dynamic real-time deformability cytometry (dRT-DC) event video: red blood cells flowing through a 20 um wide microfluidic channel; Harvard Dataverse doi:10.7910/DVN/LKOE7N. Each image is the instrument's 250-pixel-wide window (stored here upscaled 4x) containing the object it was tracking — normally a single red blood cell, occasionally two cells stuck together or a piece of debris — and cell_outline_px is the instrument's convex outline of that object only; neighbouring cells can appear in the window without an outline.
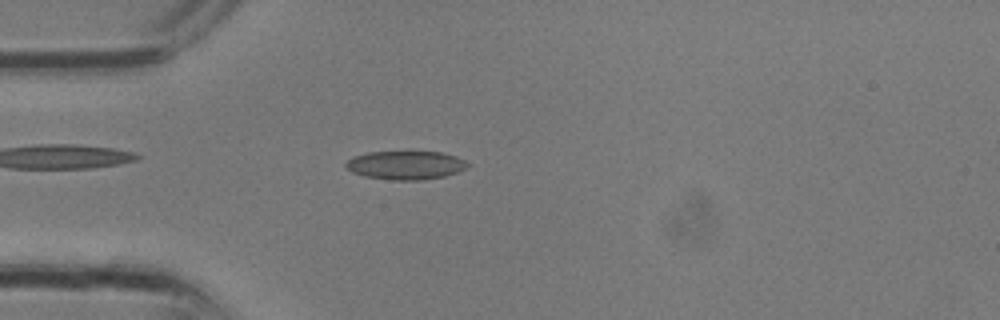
{"species": "common noctule bat (a hibernating species)", "species_latin": "Nyctalus noctula", "temperature_condition": "room temperature", "stored_images_in_passage": 16, "camera_frame_rate_fps": 3000, "um_per_image_px": 0.085, "animal": {"sex": "male", "body_mass_g": 13.3}, "frame": {"image": 1, "passage_image": 8, "time_ms": 2.333, "image_size_px": [1000, 320], "cell_outline_px": [[468, 164], [464, 168], [456, 172], [444, 176], [420, 180], [392, 180], [364, 176], [352, 172], [344, 168], [344, 164], [352, 156], [368, 152], [444, 152], [456, 156], [464, 160]], "centroid_in_image_um": [34.41, 14.03], "position_along_channel_um": 50.6, "area_um2": 20.23}}
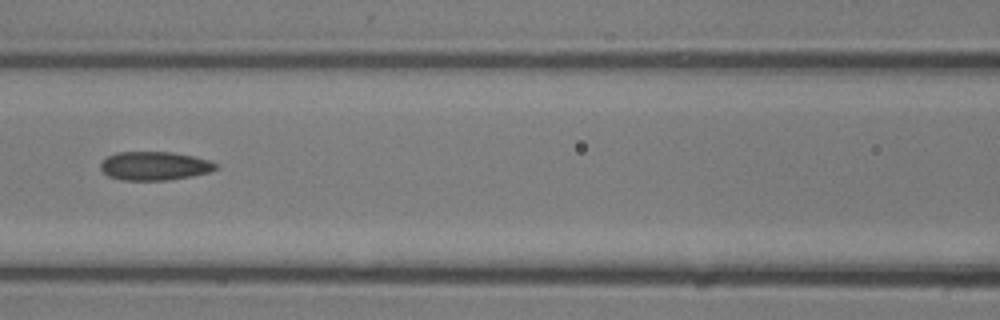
{"frame": {"image": 2, "passage_image": 13, "time_ms": 4.0, "image_size_px": [1000, 320], "cell_outline_px": [[220, 164], [216, 168], [208, 172], [192, 176], [168, 180], [120, 180], [108, 176], [100, 168], [100, 164], [108, 156], [116, 152], [172, 152], [212, 160]], "centroid_in_image_um": [13.15, 14.1], "position_along_channel_um": 153.4, "area_um2": 19.31}}
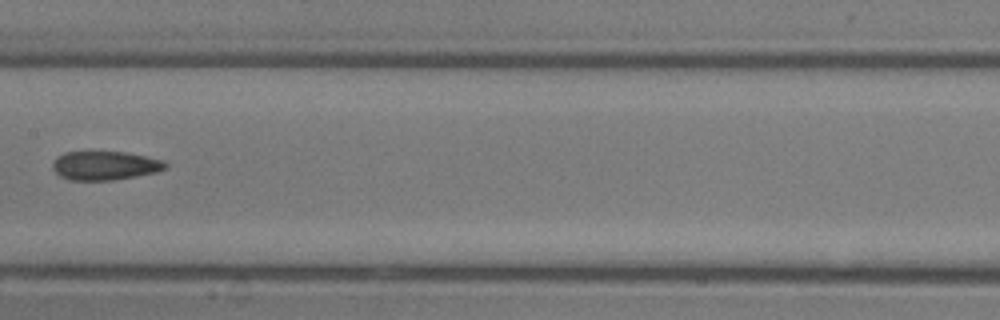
{"frame": {"image": 3, "passage_image": 15, "time_ms": 4.667, "image_size_px": [1000, 320], "cell_outline_px": [[168, 168], [156, 172], [136, 176], [112, 180], [68, 180], [60, 176], [52, 168], [52, 164], [64, 152], [124, 152], [164, 160], [168, 164]], "centroid_in_image_um": [8.95, 14.08], "position_along_channel_um": 198.4, "area_um2": 18.84}}